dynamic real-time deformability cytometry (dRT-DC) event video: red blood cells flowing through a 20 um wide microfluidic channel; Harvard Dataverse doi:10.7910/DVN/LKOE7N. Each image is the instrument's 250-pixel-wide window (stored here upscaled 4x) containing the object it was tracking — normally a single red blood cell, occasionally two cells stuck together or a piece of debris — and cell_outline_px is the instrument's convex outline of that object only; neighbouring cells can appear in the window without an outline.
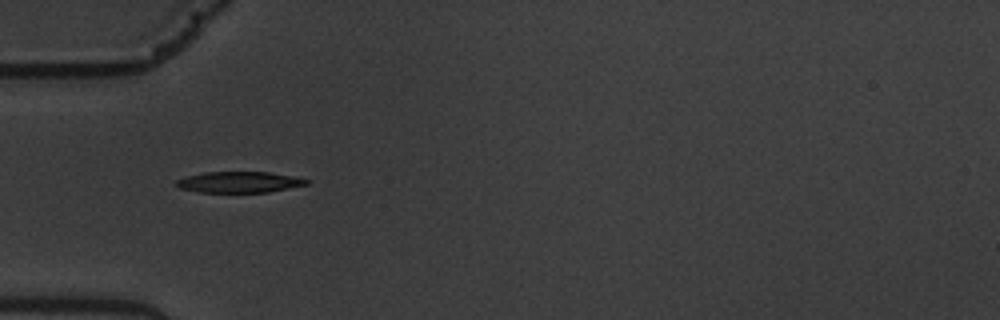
{"species": "common noctule bat (a hibernating species)", "species_latin": "Nyctalus noctula", "temperature_condition": "warm", "stored_images_in_passage": 40, "camera_frame_rate_fps": 3000, "um_per_image_px": 0.085, "animal": {"sex": "male", "body_mass_g": 19.5, "forearm_length_mm": 54.6}, "frame": {"image": 1, "passage_image": 1, "time_ms": 0.0, "image_size_px": [1000, 320], "cell_outline_px": [[308, 184], [268, 192], [200, 192], [180, 188], [176, 184], [176, 180], [184, 176], [204, 172], [268, 172], [292, 176], [308, 180]], "centroid_in_image_um": [20.29, 15.47], "position_along_channel_um": 64.7, "area_um2": 15.78}}
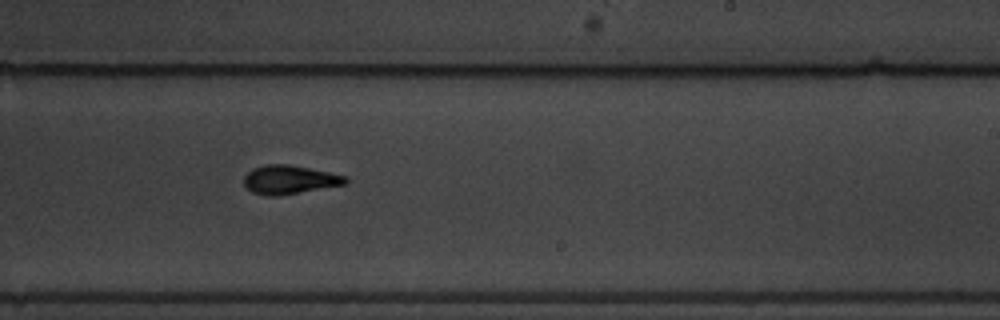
{"frame": {"image": 2, "passage_image": 18, "time_ms": 5.667, "image_size_px": [1000, 320], "cell_outline_px": [[348, 184], [276, 196], [268, 196], [252, 192], [244, 184], [244, 176], [252, 168], [264, 164], [288, 164], [348, 176]], "centroid_in_image_um": [24.61, 15.26], "position_along_channel_um": 264.4, "area_um2": 16.99}}
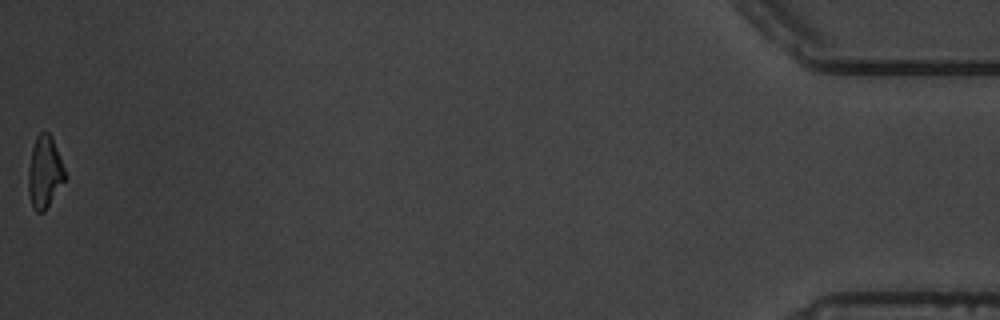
{"frame": {"image": 3, "passage_image": 40, "time_ms": 13.0, "image_size_px": [1000, 320], "cell_outline_px": [[68, 176], [44, 212], [36, 212], [32, 208], [28, 192], [28, 168], [32, 148], [36, 136], [40, 132], [48, 132], [52, 136]], "centroid_in_image_um": [3.8, 14.64], "position_along_channel_um": 431.4, "area_um2": 15.66}, "authors_computed_cell_mechanics": {"area_um2": 16.8198, "velocity_mm_per_s": 3.551, "shape_relaxation_time_tau1_ms": 3.7778, "shape_relaxation_time_tau2_ms": 3.213, "deformation_change_tau1": 0.1781, "deformation_change_tau2": 0.1098}}